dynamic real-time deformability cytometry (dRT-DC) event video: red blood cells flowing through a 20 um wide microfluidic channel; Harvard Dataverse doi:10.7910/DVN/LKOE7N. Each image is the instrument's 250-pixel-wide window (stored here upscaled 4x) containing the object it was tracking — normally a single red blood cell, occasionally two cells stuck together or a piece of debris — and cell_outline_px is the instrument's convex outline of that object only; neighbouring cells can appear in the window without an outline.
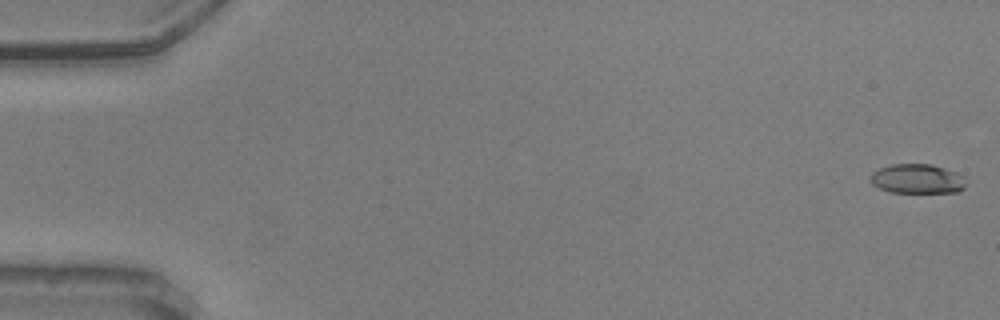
{"species": "common noctule bat (a hibernating species)", "species_latin": "Nyctalus noctula", "temperature_condition": "warm", "stored_images_in_passage": 57, "camera_frame_rate_fps": 3000, "um_per_image_px": 0.085, "animal": {"sex": "male", "body_mass_g": 20.5, "forearm_length_mm": 52.5}, "frame": {"image": 1, "passage_image": 1, "time_ms": 0.0, "image_size_px": [1000, 320], "cell_outline_px": [[964, 188], [956, 192], [888, 192], [872, 184], [868, 180], [868, 176], [872, 172], [880, 168], [892, 164], [932, 164], [956, 172], [964, 176]], "centroid_in_image_um": [77.92, 15.19], "position_along_channel_um": 7.1, "area_um2": 16.47}}
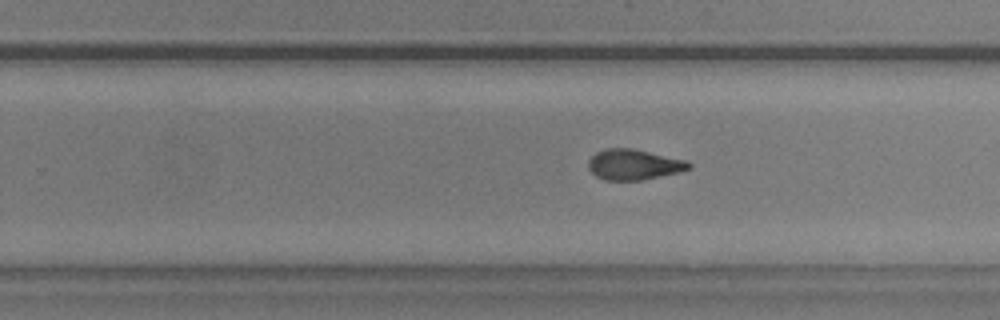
{"frame": {"image": 2, "passage_image": 36, "time_ms": 11.667, "image_size_px": [1000, 320], "cell_outline_px": [[692, 168], [680, 172], [640, 180], [604, 180], [596, 176], [588, 168], [588, 160], [596, 152], [604, 148], [632, 148], [688, 160], [692, 164]], "centroid_in_image_um": [53.89, 13.98], "position_along_channel_um": 275.9, "area_um2": 18.03}}
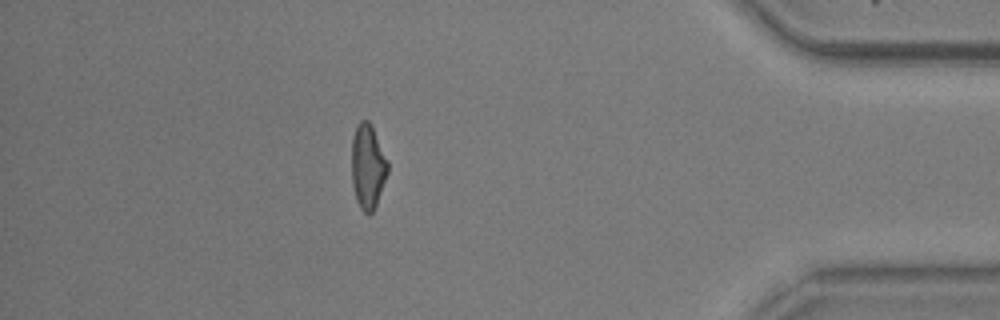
{"frame": {"image": 3, "passage_image": 50, "time_ms": 16.333, "image_size_px": [1000, 320], "cell_outline_px": [[388, 172], [376, 204], [372, 212], [368, 216], [360, 208], [356, 200], [352, 184], [352, 136], [356, 124], [360, 120], [368, 120], [388, 160]], "centroid_in_image_um": [31.24, 14.15], "position_along_channel_um": 404.0, "area_um2": 17.74}, "authors_computed_cell_mechanics": {"area_um2": 17.8602, "velocity_mm_per_s": 3.6284, "shape_relaxation_time_tau1_ms": 3.7817, "shape_relaxation_time_tau2_ms": 1.949, "deformation_change_tau1": 0.1627, "deformation_change_tau2": 0.0848}}